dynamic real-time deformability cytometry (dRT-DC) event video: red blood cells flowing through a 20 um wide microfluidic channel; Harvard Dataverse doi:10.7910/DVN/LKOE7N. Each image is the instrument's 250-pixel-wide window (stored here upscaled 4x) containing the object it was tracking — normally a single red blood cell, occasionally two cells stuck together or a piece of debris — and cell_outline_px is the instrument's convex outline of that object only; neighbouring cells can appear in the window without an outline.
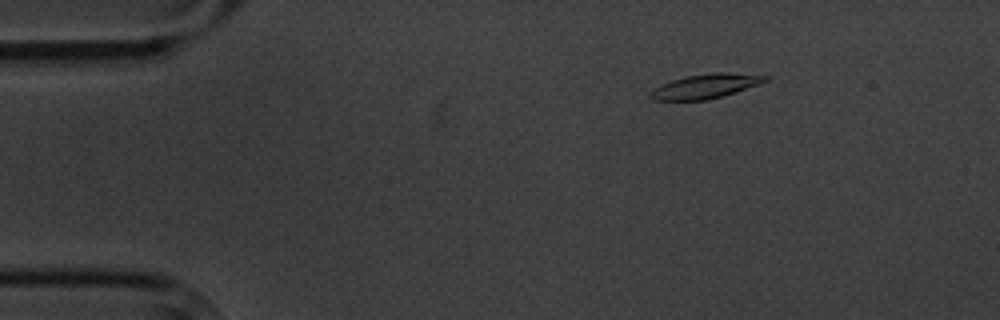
{"species": "common noctule bat (a hibernating species)", "species_latin": "Nyctalus noctula", "temperature_condition": "cold", "stored_images_in_passage": 13, "camera_frame_rate_fps": 3000, "um_per_image_px": 0.085, "animal": {"sex": "male", "body_mass_g": 20.1, "forearm_length_mm": 53.5}, "frame": {"image": 1, "passage_image": 1, "time_ms": 0.0, "image_size_px": [1000, 320], "cell_outline_px": [[768, 80], [760, 84], [724, 96], [704, 100], [652, 100], [648, 96], [648, 92], [660, 84], [684, 76], [716, 72], [728, 72], [768, 76]], "centroid_in_image_um": [59.93, 7.33], "position_along_channel_um": 25.1, "area_um2": 16.47}}
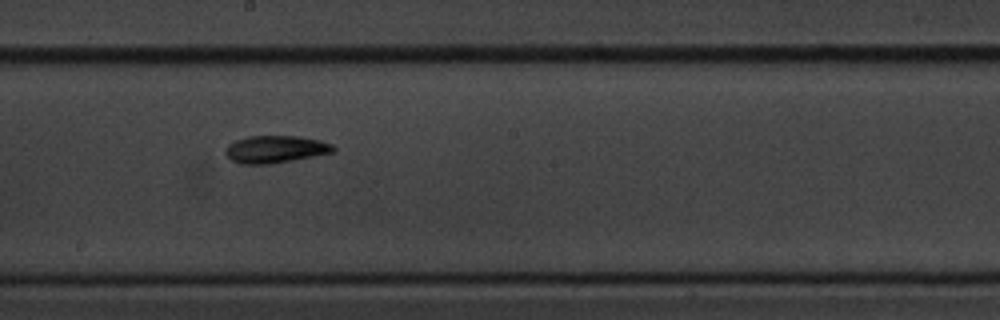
{"frame": {"image": 2, "passage_image": 7, "time_ms": 7.667, "image_size_px": [1000, 320], "cell_outline_px": [[336, 152], [272, 164], [240, 164], [232, 160], [224, 152], [228, 144], [236, 140], [248, 136], [300, 136], [320, 140], [332, 144], [336, 148]], "centroid_in_image_um": [23.44, 12.69], "position_along_channel_um": 224.8, "area_um2": 17.34}}
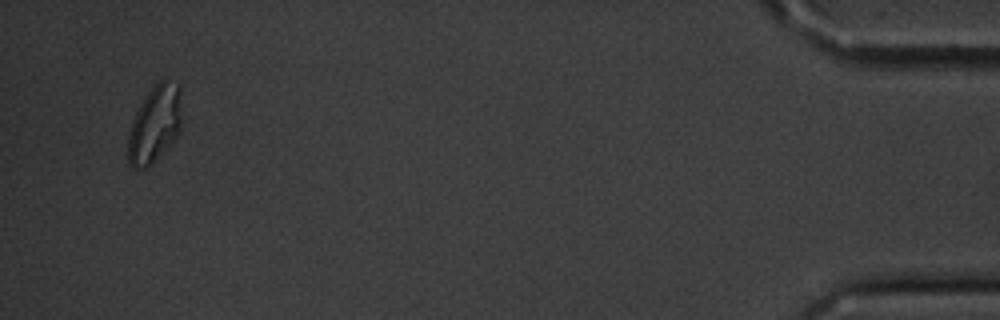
{"frame": {"image": 3, "passage_image": 13, "time_ms": 15.667, "image_size_px": [1000, 320], "cell_outline_px": [[180, 132], [152, 164], [144, 168], [132, 168], [128, 164], [128, 136], [132, 120], [140, 104], [148, 92], [160, 80], [164, 80], [180, 84]], "centroid_in_image_um": [13.14, 10.57], "position_along_channel_um": 422.1, "area_um2": 23.81}, "authors_computed_cell_mechanics": {"area_um2": 16.5308, "velocity_mm_per_s": 3.4516, "shape_relaxation_time_tau1_ms": 3.0215, "shape_relaxation_time_tau2_ms": 5.0745, "deformation_change_tau1": 0.0912, "deformation_change_tau2": 0.0908}}